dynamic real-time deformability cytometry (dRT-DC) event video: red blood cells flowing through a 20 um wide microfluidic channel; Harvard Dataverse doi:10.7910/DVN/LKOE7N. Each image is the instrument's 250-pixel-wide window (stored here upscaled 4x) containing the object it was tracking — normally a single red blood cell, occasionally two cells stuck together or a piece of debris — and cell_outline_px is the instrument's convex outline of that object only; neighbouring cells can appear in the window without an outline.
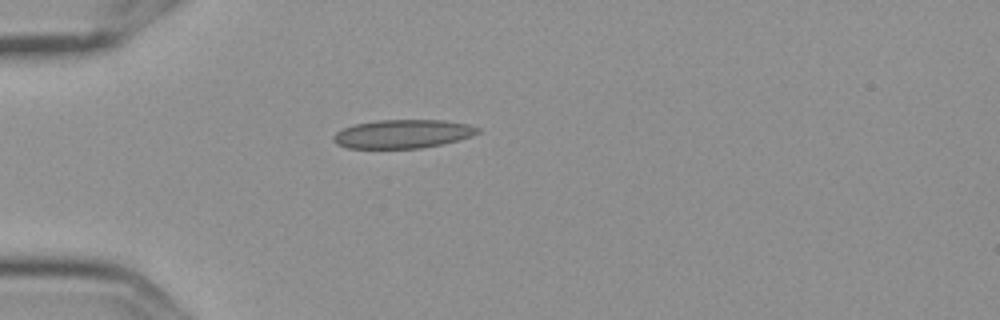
{"species": "Egyptian fruit bat (a non-hibernating species)", "species_latin": "Rousettus aegyptiacus", "temperature_condition": "cold", "stored_images_in_passage": 1, "camera_frame_rate_fps": 3000, "um_per_image_px": 0.085, "frame": {"image": 1, "passage_image": 1, "time_ms": 0.0, "image_size_px": [1000, 320], "cell_outline_px": [[480, 132], [472, 136], [440, 144], [420, 148], [348, 148], [336, 144], [332, 140], [332, 136], [336, 132], [344, 128], [356, 124], [376, 120], [444, 120], [468, 124], [480, 128]], "centroid_in_image_um": [34.22, 11.38], "position_along_channel_um": 50.8, "area_um2": 23.99}}